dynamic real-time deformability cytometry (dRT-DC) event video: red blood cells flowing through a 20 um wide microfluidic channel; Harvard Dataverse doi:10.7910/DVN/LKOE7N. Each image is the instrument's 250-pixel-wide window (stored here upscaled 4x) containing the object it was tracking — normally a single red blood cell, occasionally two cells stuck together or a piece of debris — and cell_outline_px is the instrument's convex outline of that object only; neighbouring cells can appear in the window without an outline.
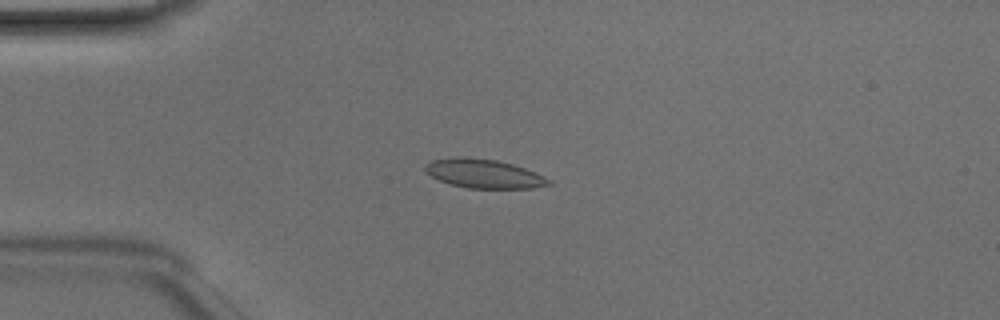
{"species": "Egyptian fruit bat (a non-hibernating species)", "species_latin": "Rousettus aegyptiacus", "temperature_condition": "room temperature", "stored_images_in_passage": 49, "camera_frame_rate_fps": 3000, "um_per_image_px": 0.085, "animal": {"sex": "male"}, "frame": {"image": 1, "passage_image": 13, "time_ms": 4.0, "image_size_px": [1000, 320], "cell_outline_px": [[552, 184], [532, 188], [468, 188], [452, 184], [440, 180], [424, 172], [424, 164], [432, 160], [464, 156], [496, 160], [512, 164], [524, 168], [544, 176], [552, 180]], "centroid_in_image_um": [41.12, 14.76], "position_along_channel_um": 43.9, "area_um2": 20.75}}
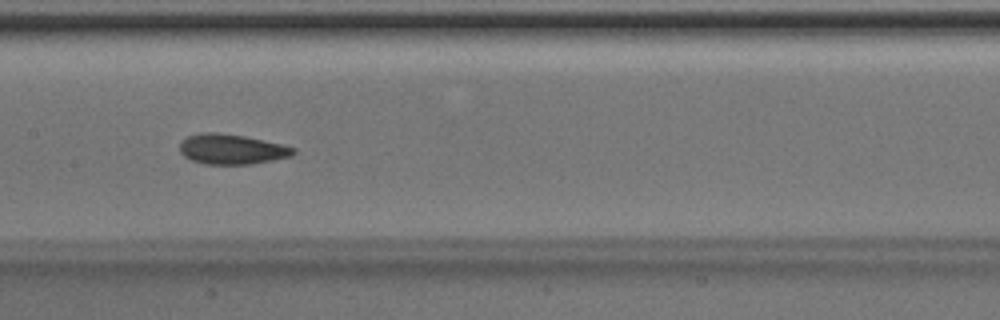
{"frame": {"image": 2, "passage_image": 25, "time_ms": 8.0, "image_size_px": [1000, 320], "cell_outline_px": [[296, 152], [292, 156], [252, 164], [204, 164], [192, 160], [184, 156], [180, 152], [180, 140], [188, 136], [200, 132], [220, 132], [244, 136], [280, 144], [296, 148]], "centroid_in_image_um": [19.67, 12.67], "position_along_channel_um": 187.7, "area_um2": 20.0}}
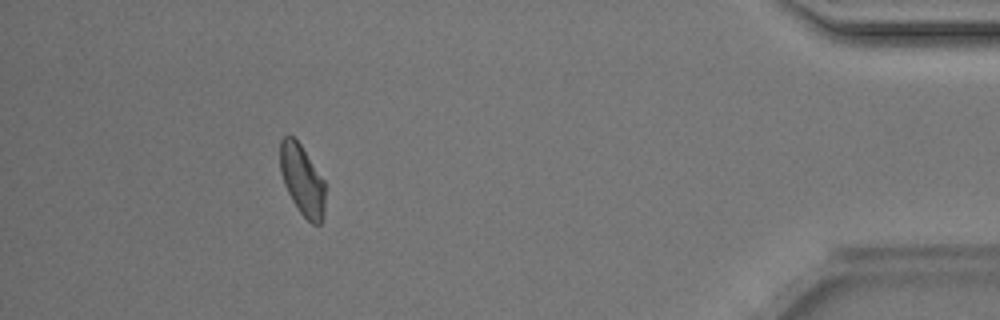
{"frame": {"image": 3, "passage_image": 45, "time_ms": 14.667, "image_size_px": [1000, 320], "cell_outline_px": [[324, 216], [320, 224], [312, 224], [300, 212], [292, 200], [284, 184], [280, 172], [280, 140], [284, 136], [292, 136], [300, 144], [324, 180]], "centroid_in_image_um": [25.68, 15.31], "position_along_channel_um": 409.5, "area_um2": 18.32}, "authors_computed_cell_mechanics": {"area_um2": 19.9988, "velocity_mm_per_s": 4.1479, "shape_relaxation_time_tau1_ms": 3.9279, "shape_relaxation_time_tau2_ms": 2.6502, "deformation_change_tau1": 0.1136, "deformation_change_tau2": 0.0703}}